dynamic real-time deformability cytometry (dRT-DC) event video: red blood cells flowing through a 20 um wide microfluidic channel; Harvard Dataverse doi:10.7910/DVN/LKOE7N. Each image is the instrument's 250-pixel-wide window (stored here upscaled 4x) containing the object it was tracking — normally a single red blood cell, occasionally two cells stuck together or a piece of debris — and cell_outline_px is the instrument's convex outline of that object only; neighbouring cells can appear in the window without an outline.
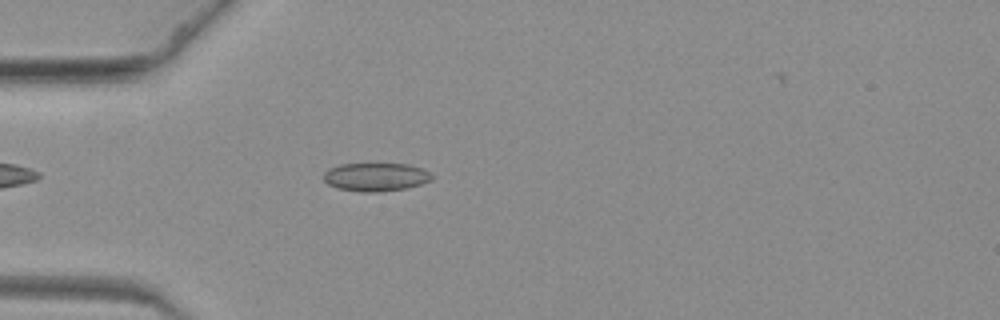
{"species": "common noctule bat (a hibernating species)", "species_latin": "Nyctalus noctula", "temperature_condition": "warm", "stored_images_in_passage": 19, "camera_frame_rate_fps": 3000, "um_per_image_px": 0.085, "animal": {"sex": "female", "body_mass_g": 19.3, "forearm_length_mm": 54.1}, "frame": {"image": 1, "passage_image": 1, "time_ms": 0.0, "image_size_px": [1000, 320], "cell_outline_px": [[432, 180], [420, 184], [404, 188], [380, 192], [360, 192], [336, 188], [328, 184], [324, 180], [324, 172], [328, 168], [340, 164], [408, 164], [424, 168], [432, 176]], "centroid_in_image_um": [31.92, 15.04], "position_along_channel_um": 53.1, "area_um2": 17.92}}
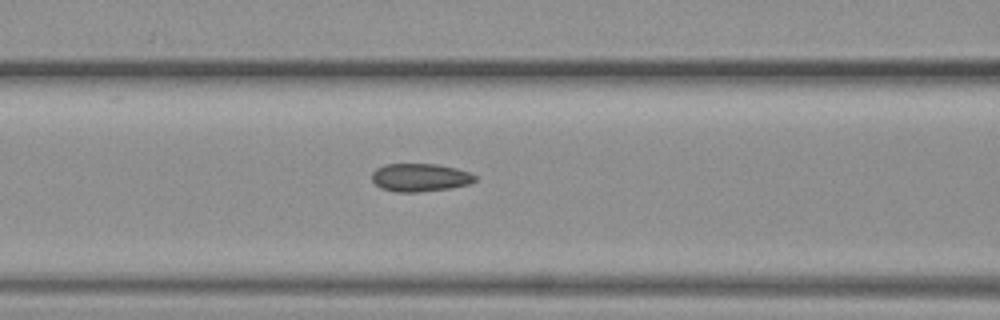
{"frame": {"image": 2, "passage_image": 9, "time_ms": 2.667, "image_size_px": [1000, 320], "cell_outline_px": [[476, 180], [468, 184], [452, 188], [420, 192], [396, 192], [380, 188], [372, 180], [372, 172], [376, 168], [384, 164], [436, 164], [456, 168], [468, 172], [476, 176]], "centroid_in_image_um": [35.68, 15.09], "position_along_channel_um": 130.9, "area_um2": 16.94}}
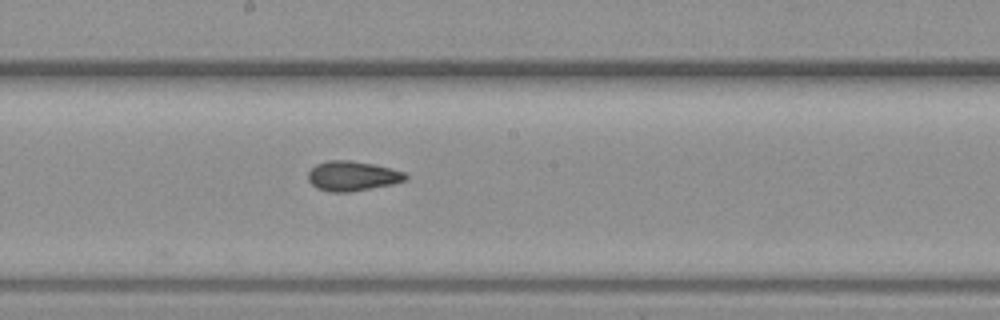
{"frame": {"image": 3, "passage_image": 17, "time_ms": 5.333, "image_size_px": [1000, 320], "cell_outline_px": [[408, 180], [392, 184], [348, 192], [328, 192], [316, 188], [308, 180], [308, 172], [316, 164], [328, 160], [348, 160], [372, 164], [392, 168], [404, 172], [408, 176]], "centroid_in_image_um": [29.95, 14.96], "position_along_channel_um": 218.3, "area_um2": 16.94}}